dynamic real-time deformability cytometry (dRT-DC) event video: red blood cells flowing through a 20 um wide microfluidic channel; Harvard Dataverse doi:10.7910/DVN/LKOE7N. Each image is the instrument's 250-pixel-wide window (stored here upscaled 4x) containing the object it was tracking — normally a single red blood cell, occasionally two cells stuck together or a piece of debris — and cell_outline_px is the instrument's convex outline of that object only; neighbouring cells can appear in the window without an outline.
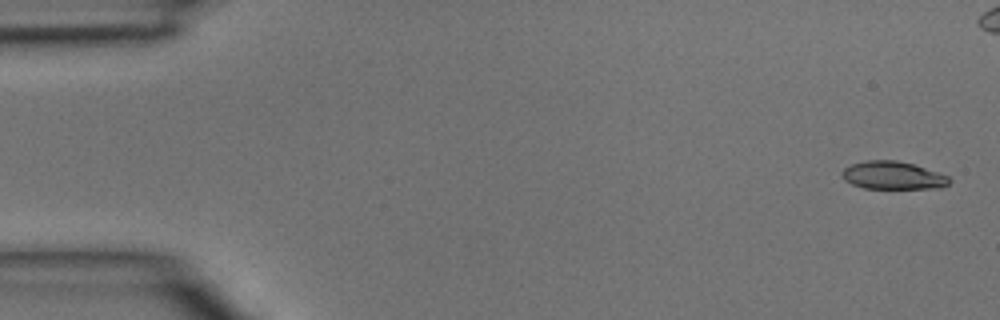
{"species": "common noctule bat (a hibernating species)", "species_latin": "Nyctalus noctula", "temperature_condition": "room temperature", "stored_images_in_passage": 4, "camera_frame_rate_fps": 3000, "um_per_image_px": 0.085, "animal": {"sex": "male", "body_mass_g": 15.6}, "frame": {"image": 1, "passage_image": 1, "time_ms": 0.0, "image_size_px": [1000, 320], "cell_outline_px": [[952, 180], [944, 188], [864, 188], [852, 184], [844, 180], [840, 176], [840, 172], [844, 168], [852, 164], [868, 160], [896, 160], [912, 164], [948, 176]], "centroid_in_image_um": [75.87, 14.91], "position_along_channel_um": 9.1, "area_um2": 17.4}}
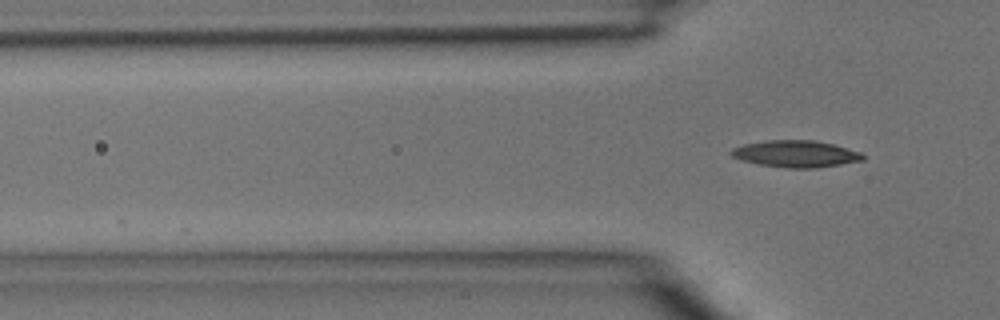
{"frame": {"image": 2, "passage_image": 4, "time_ms": 1.0, "image_size_px": [1000, 320], "cell_outline_px": [[864, 160], [816, 168], [788, 168], [760, 164], [740, 160], [732, 156], [728, 152], [732, 148], [744, 144], [768, 140], [812, 140], [832, 144], [864, 152]], "centroid_in_image_um": [67.65, 13.07], "position_along_channel_um": 58.2, "area_um2": 20.58}}